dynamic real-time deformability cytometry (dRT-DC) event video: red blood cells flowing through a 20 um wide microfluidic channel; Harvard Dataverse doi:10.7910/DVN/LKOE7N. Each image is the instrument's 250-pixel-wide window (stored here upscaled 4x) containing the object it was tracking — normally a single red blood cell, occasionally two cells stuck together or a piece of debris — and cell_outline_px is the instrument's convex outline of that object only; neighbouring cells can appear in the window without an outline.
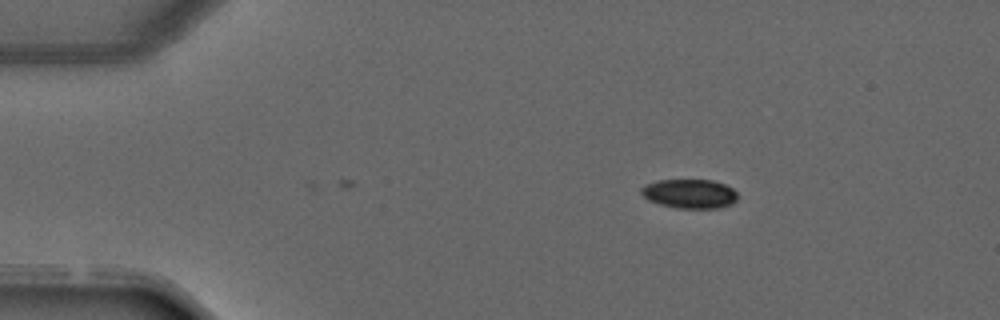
{"species": "common noctule bat (a hibernating species)", "species_latin": "Nyctalus noctula", "temperature_condition": "warm", "stored_images_in_passage": 5, "camera_frame_rate_fps": 3000, "um_per_image_px": 0.085, "animal": {"sex": "male", "forearm_length_mm": 52.5}, "frame": {"image": 1, "passage_image": 3, "time_ms": 3.333, "image_size_px": [1000, 320], "cell_outline_px": [[736, 200], [732, 204], [720, 208], [676, 208], [660, 204], [648, 200], [640, 192], [640, 188], [644, 184], [656, 180], [712, 180], [724, 184], [732, 188], [736, 192]], "centroid_in_image_um": [58.59, 16.46], "position_along_channel_um": 26.4, "area_um2": 16.47}}